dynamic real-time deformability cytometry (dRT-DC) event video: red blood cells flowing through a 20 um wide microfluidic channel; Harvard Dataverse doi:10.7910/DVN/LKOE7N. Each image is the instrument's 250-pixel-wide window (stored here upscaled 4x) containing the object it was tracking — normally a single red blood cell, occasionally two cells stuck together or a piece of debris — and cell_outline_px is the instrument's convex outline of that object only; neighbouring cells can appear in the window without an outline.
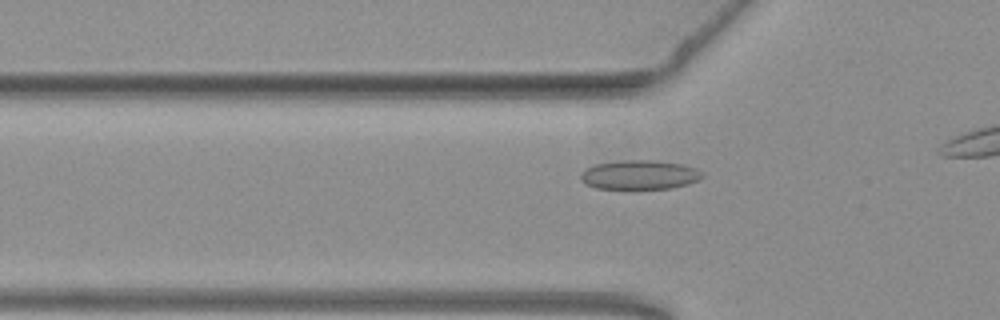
{"species": "common noctule bat (a hibernating species)", "species_latin": "Nyctalus noctula", "temperature_condition": "warm", "stored_images_in_passage": 19, "camera_frame_rate_fps": 3000, "um_per_image_px": 0.085, "animal": {"sex": "female", "body_mass_g": 19.3, "forearm_length_mm": 54.1}, "frame": {"image": 1, "passage_image": 6, "time_ms": 1.667, "image_size_px": [1000, 320], "cell_outline_px": [[704, 176], [688, 184], [672, 188], [596, 188], [580, 180], [580, 172], [596, 164], [620, 160], [652, 160], [684, 164], [696, 168], [704, 172]], "centroid_in_image_um": [54.39, 14.84], "position_along_channel_um": 71.4, "area_um2": 20.63}}
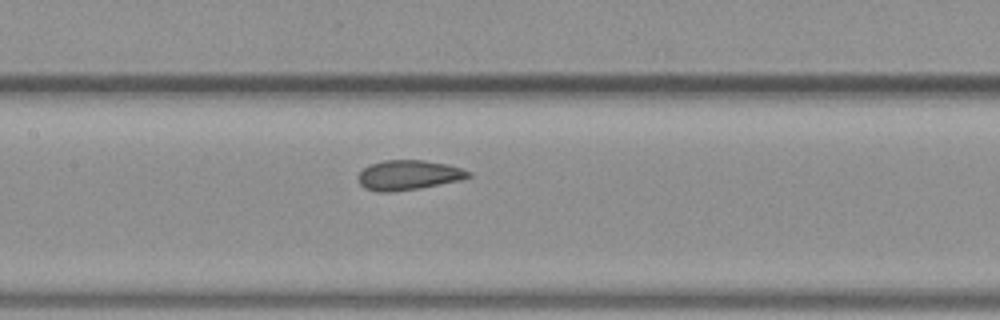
{"frame": {"image": 2, "passage_image": 14, "time_ms": 4.333, "image_size_px": [1000, 320], "cell_outline_px": [[472, 176], [460, 180], [420, 188], [388, 192], [376, 192], [364, 188], [360, 184], [356, 176], [364, 168], [372, 164], [384, 160], [424, 160], [448, 164], [472, 172]], "centroid_in_image_um": [34.71, 14.88], "position_along_channel_um": 172.7, "area_um2": 19.19}}
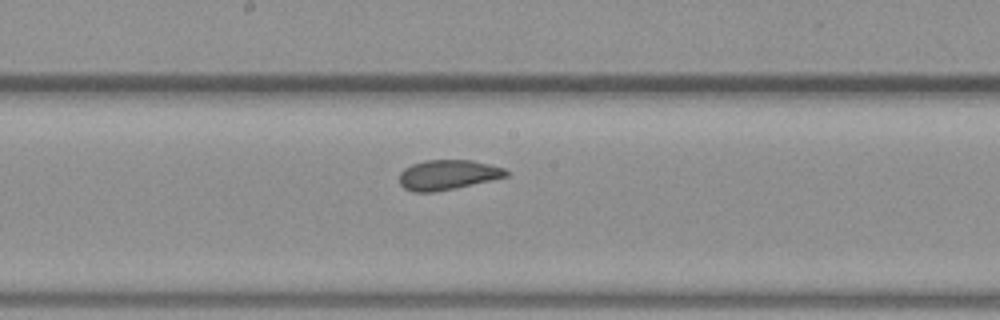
{"frame": {"image": 3, "passage_image": 17, "time_ms": 5.333, "image_size_px": [1000, 320], "cell_outline_px": [[508, 176], [436, 192], [412, 192], [404, 188], [400, 184], [400, 172], [404, 168], [412, 164], [424, 160], [472, 160], [504, 168], [508, 172]], "centroid_in_image_um": [38.02, 14.86], "position_along_channel_um": 210.2, "area_um2": 18.5}}